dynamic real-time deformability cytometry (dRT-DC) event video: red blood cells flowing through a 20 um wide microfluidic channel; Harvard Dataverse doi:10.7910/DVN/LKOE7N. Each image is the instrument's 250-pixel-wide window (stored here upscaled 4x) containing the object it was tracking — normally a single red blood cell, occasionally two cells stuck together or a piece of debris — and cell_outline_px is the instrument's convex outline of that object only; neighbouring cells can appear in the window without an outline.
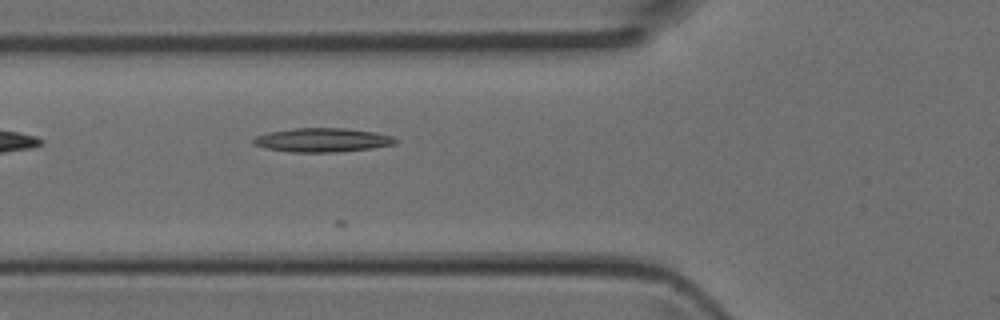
{"species": "Egyptian fruit bat (a non-hibernating species)", "species_latin": "Rousettus aegyptiacus", "temperature_condition": "room temperature", "stored_images_in_passage": 5, "camera_frame_rate_fps": 3000, "um_per_image_px": 0.085, "animal": {"sex": "female"}, "frame": {"image": 1, "passage_image": 5, "time_ms": 1.333, "image_size_px": [1000, 320], "cell_outline_px": [[396, 144], [372, 148], [336, 152], [292, 152], [268, 148], [252, 144], [252, 140], [256, 136], [268, 132], [292, 128], [344, 128], [376, 132], [392, 136], [396, 140]], "centroid_in_image_um": [27.4, 11.89], "position_along_channel_um": 98.4, "area_um2": 19.77}}